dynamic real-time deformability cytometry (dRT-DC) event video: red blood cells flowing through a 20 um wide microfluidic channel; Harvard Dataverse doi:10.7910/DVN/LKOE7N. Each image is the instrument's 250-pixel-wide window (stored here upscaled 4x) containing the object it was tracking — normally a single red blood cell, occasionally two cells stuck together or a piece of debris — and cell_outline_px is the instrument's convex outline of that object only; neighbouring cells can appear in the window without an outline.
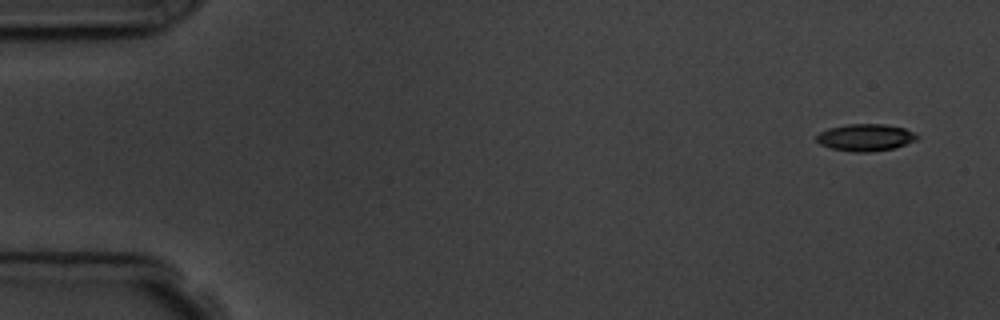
{"species": "common noctule bat (a hibernating species)", "species_latin": "Nyctalus noctula", "temperature_condition": "room temperature", "stored_images_in_passage": 6, "camera_frame_rate_fps": 3000, "um_per_image_px": 0.085, "animal": {"sex": "male", "body_mass_g": 19.5, "forearm_length_mm": 54.6}, "frame": {"image": 1, "passage_image": 1, "time_ms": 0.0, "image_size_px": [1000, 320], "cell_outline_px": [[920, 136], [916, 140], [892, 148], [868, 152], [856, 152], [832, 148], [820, 144], [816, 140], [816, 136], [820, 132], [828, 128], [848, 124], [884, 124], [904, 128]], "centroid_in_image_um": [73.55, 11.67], "position_along_channel_um": 11.5, "area_um2": 15.61}}
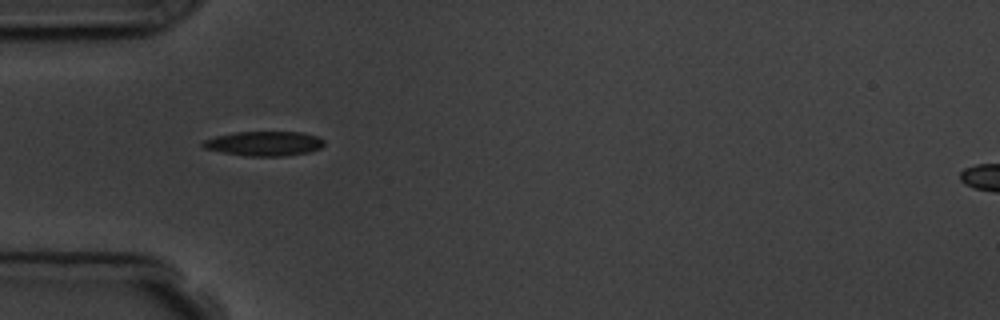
{"frame": {"image": 2, "passage_image": 5, "time_ms": 4.667, "image_size_px": [1000, 320], "cell_outline_px": [[324, 144], [320, 148], [308, 152], [284, 156], [244, 156], [204, 148], [200, 144], [204, 140], [216, 136], [236, 132], [304, 132], [316, 136], [324, 140]], "centroid_in_image_um": [22.46, 12.2], "position_along_channel_um": 62.5, "area_um2": 17.28}}